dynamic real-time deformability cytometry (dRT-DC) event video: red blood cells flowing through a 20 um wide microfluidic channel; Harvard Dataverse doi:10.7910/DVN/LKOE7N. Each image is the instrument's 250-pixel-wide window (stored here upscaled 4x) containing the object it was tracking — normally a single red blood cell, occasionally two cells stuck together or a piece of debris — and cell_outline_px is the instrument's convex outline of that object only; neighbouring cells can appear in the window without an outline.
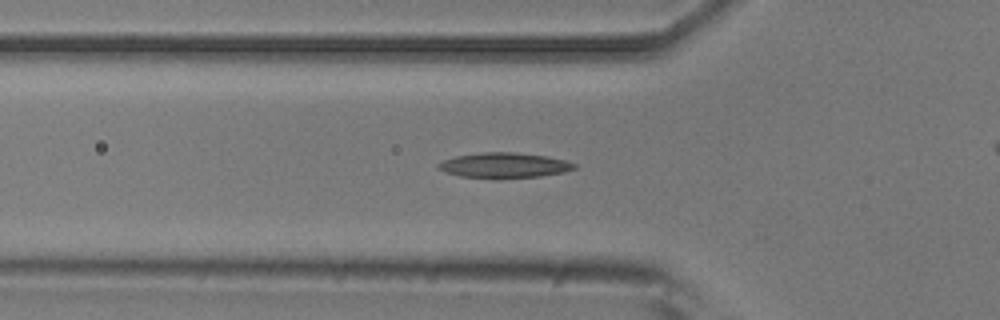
{"species": "common noctule bat (a hibernating species)", "species_latin": "Nyctalus noctula", "temperature_condition": "room temperature", "stored_images_in_passage": 42, "camera_frame_rate_fps": 3000, "um_per_image_px": 0.085, "animal": {"sex": "male", "body_mass_g": 20.5, "forearm_length_mm": 52.5}, "frame": {"image": 1, "passage_image": 17, "time_ms": 5.333, "image_size_px": [1000, 320], "cell_outline_px": [[576, 168], [564, 172], [540, 176], [500, 180], [496, 180], [460, 176], [436, 168], [436, 164], [444, 160], [456, 156], [484, 152], [516, 152], [544, 156], [564, 160], [576, 164]], "centroid_in_image_um": [42.83, 14.08], "position_along_channel_um": 83.0, "area_um2": 20.29}}
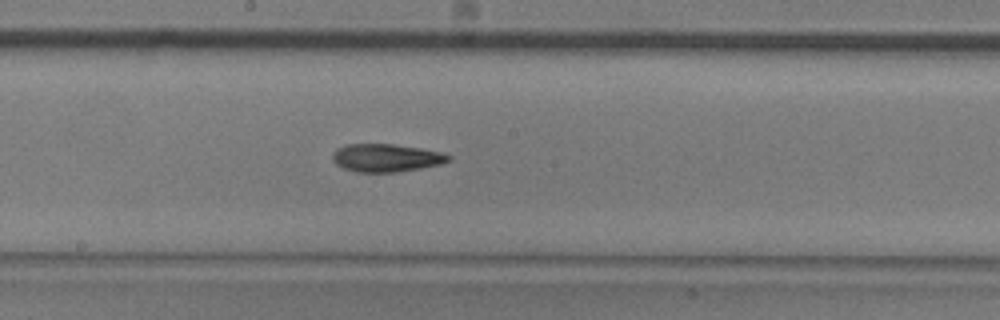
{"frame": {"image": 2, "passage_image": 27, "time_ms": 8.667, "image_size_px": [1000, 320], "cell_outline_px": [[452, 160], [440, 164], [420, 168], [396, 172], [356, 172], [344, 168], [336, 164], [332, 160], [332, 156], [336, 148], [348, 144], [392, 144], [420, 148], [440, 152], [452, 156]], "centroid_in_image_um": [32.82, 13.41], "position_along_channel_um": 215.4, "area_um2": 18.84}}
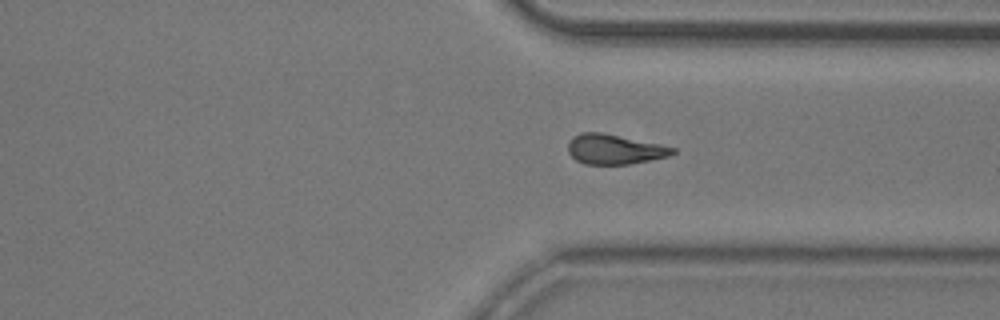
{"frame": {"image": 3, "passage_image": 38, "time_ms": 12.333, "image_size_px": [1000, 320], "cell_outline_px": [[676, 152], [668, 156], [628, 164], [584, 164], [576, 160], [568, 152], [568, 140], [572, 136], [580, 132], [600, 132], [660, 144], [676, 148]], "centroid_in_image_um": [52.19, 12.68], "position_along_channel_um": 359.2, "area_um2": 18.15}}